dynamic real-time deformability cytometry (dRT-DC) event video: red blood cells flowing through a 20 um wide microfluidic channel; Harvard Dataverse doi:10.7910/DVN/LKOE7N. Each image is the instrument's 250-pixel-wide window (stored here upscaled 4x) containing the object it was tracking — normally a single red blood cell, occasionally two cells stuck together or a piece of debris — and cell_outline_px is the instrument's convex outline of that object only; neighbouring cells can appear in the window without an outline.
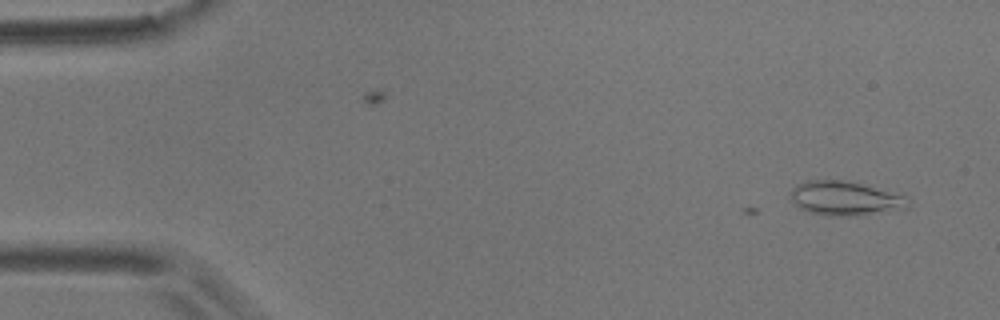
{"species": "common noctule bat (a hibernating species)", "species_latin": "Nyctalus noctula", "temperature_condition": "room temperature", "stored_images_in_passage": 3, "camera_frame_rate_fps": 3000, "um_per_image_px": 0.085, "animal": {"sex": "male", "body_mass_g": 17.9}, "frame": {"image": 1, "passage_image": 3, "time_ms": 0.667, "image_size_px": [1000, 320], "cell_outline_px": [[908, 208], [856, 216], [828, 216], [808, 212], [800, 208], [792, 200], [792, 188], [796, 184], [808, 180], [840, 180], [860, 184], [908, 196]], "centroid_in_image_um": [71.83, 16.87], "position_along_channel_um": 13.2, "area_um2": 23.24}}